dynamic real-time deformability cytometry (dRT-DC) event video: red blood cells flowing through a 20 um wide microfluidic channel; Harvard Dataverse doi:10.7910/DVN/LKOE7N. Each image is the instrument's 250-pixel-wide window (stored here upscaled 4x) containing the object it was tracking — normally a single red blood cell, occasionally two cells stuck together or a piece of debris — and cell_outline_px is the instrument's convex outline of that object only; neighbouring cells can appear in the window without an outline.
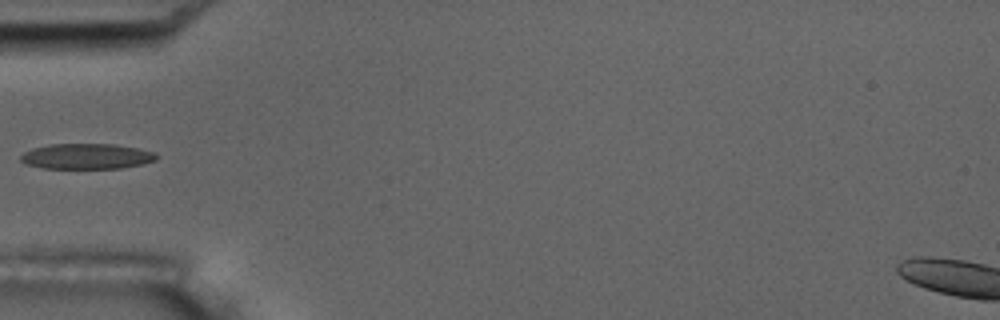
{"species": "common noctule bat (a hibernating species)", "species_latin": "Nyctalus noctula", "temperature_condition": "room temperature", "stored_images_in_passage": 5, "camera_frame_rate_fps": 3000, "um_per_image_px": 0.085, "animal": {"sex": "male", "body_mass_g": 17.5, "forearm_length_mm": 52.3}, "frame": {"image": 1, "passage_image": 4, "time_ms": 4.333, "image_size_px": [1000, 320], "cell_outline_px": [[160, 156], [156, 160], [144, 164], [120, 168], [44, 168], [28, 164], [20, 160], [20, 156], [24, 152], [32, 148], [52, 144], [112, 144], [136, 148], [156, 152]], "centroid_in_image_um": [7.41, 13.28], "position_along_channel_um": 77.6, "area_um2": 20.11}}